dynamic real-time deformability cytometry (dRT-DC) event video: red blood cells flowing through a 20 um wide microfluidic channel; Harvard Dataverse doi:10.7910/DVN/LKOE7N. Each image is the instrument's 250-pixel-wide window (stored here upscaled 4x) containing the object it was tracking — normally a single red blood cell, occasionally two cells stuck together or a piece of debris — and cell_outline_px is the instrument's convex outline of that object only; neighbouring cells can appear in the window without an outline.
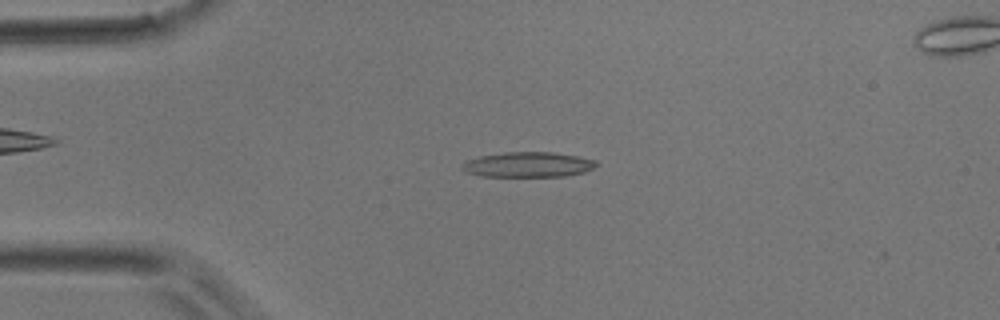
{"species": "common noctule bat (a hibernating species)", "species_latin": "Nyctalus noctula", "temperature_condition": "room temperature", "stored_images_in_passage": 6, "camera_frame_rate_fps": 3000, "um_per_image_px": 0.085, "animal": {"sex": "male", "body_mass_g": 17.9}, "frame": {"image": 1, "passage_image": 3, "time_ms": 0.667, "image_size_px": [1000, 320], "cell_outline_px": [[600, 164], [584, 172], [564, 176], [480, 176], [468, 172], [460, 168], [468, 160], [480, 156], [504, 152], [552, 152], [576, 156], [596, 160]], "centroid_in_image_um": [44.91, 13.99], "position_along_channel_um": 40.1, "area_um2": 19.48}}
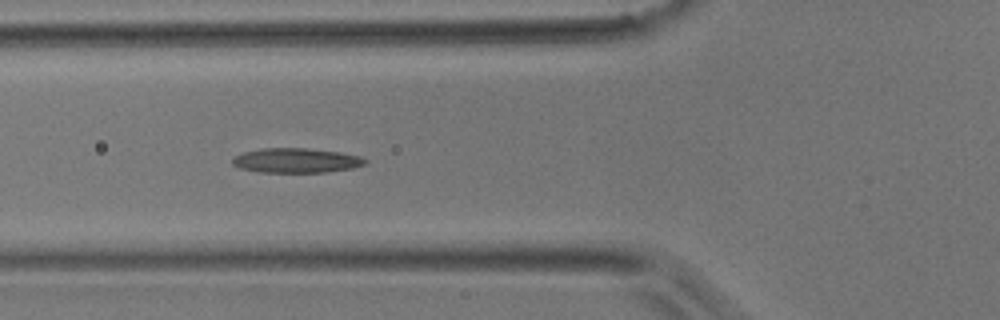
{"frame": {"image": 2, "passage_image": 5, "time_ms": 1.333, "image_size_px": [1000, 320], "cell_outline_px": [[368, 164], [352, 168], [328, 172], [256, 172], [240, 168], [232, 164], [232, 156], [244, 152], [260, 148], [308, 148], [340, 152], [360, 156], [368, 160]], "centroid_in_image_um": [25.18, 13.64], "position_along_channel_um": 100.6, "area_um2": 19.31}}
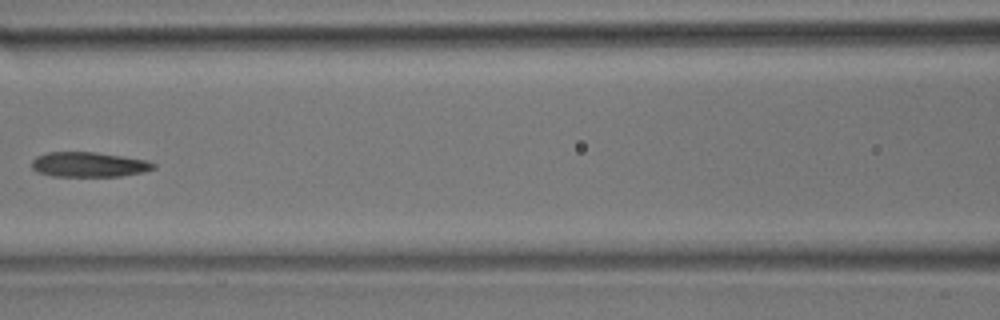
{"frame": {"image": 3, "passage_image": 6, "time_ms": 1.667, "image_size_px": [1000, 320], "cell_outline_px": [[156, 168], [144, 172], [120, 176], [52, 176], [36, 172], [32, 168], [32, 160], [36, 156], [48, 152], [96, 152], [148, 160], [156, 164]], "centroid_in_image_um": [7.56, 13.98], "position_along_channel_um": 159.0, "area_um2": 17.8}}